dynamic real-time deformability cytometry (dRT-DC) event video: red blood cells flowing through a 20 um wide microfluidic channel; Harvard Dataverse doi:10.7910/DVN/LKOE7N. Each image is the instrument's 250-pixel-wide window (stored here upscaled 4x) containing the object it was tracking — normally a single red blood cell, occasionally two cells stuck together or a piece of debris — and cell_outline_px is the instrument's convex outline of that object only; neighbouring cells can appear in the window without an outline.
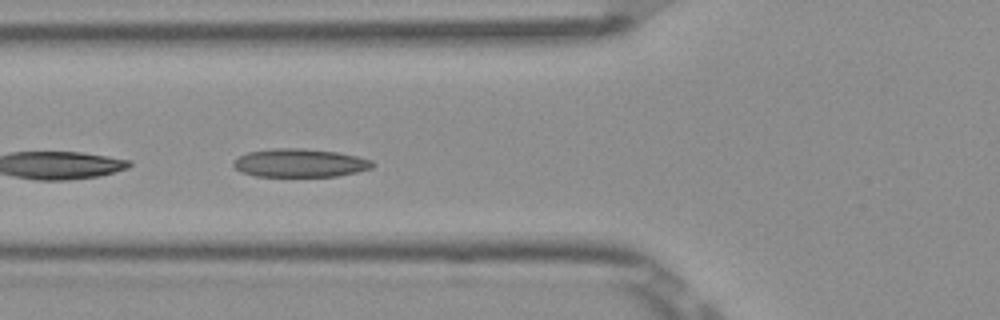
{"species": "Egyptian fruit bat (a non-hibernating species)", "species_latin": "Rousettus aegyptiacus", "temperature_condition": "room temperature", "stored_images_in_passage": 6, "camera_frame_rate_fps": 3000, "um_per_image_px": 0.085, "frame": {"image": 1, "passage_image": 6, "time_ms": 1.667, "image_size_px": [1000, 320], "cell_outline_px": [[376, 164], [372, 168], [356, 172], [336, 176], [256, 176], [240, 172], [232, 164], [240, 156], [248, 152], [272, 148], [304, 148], [336, 152], [356, 156], [372, 160]], "centroid_in_image_um": [25.5, 13.85], "position_along_channel_um": 100.3, "area_um2": 22.89}}